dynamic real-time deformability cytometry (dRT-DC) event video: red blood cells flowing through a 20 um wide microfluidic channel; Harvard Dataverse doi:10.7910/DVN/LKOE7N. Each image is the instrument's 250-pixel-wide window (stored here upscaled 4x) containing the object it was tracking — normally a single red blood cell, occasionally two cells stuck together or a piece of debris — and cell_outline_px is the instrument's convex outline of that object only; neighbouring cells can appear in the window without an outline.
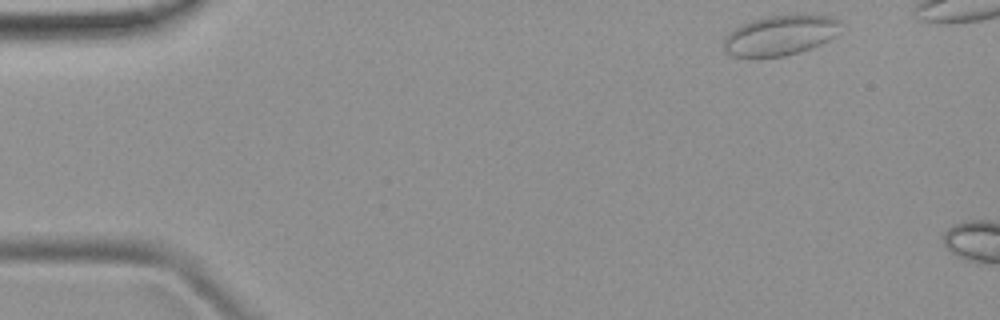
{"species": "common noctule bat (a hibernating species)", "species_latin": "Nyctalus noctula", "temperature_condition": "room temperature", "stored_images_in_passage": 5, "camera_frame_rate_fps": 3000, "um_per_image_px": 0.085, "animal": {"sex": "female", "body_mass_g": 19.9}, "frame": {"image": 1, "passage_image": 1, "time_ms": 0.0, "image_size_px": [1000, 320], "cell_outline_px": [[840, 20], [836, 36], [812, 48], [800, 52], [784, 56], [732, 56], [724, 52], [724, 40], [728, 32], [740, 24], [752, 20], [768, 16], [800, 12], [832, 16]], "centroid_in_image_um": [66.34, 2.95], "position_along_channel_um": 18.7, "area_um2": 27.86}}